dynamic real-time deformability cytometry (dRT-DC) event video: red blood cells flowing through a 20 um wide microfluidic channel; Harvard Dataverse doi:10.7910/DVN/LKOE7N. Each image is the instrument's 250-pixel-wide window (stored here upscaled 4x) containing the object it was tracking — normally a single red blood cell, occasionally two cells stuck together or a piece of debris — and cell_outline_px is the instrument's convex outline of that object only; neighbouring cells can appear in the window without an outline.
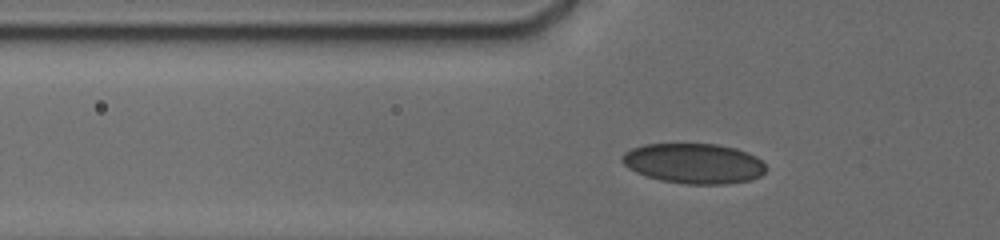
{"species": "human", "species_latin": "Homo sapiens", "temperature_condition": "cold", "stored_images_in_passage": 27, "camera_frame_rate_fps": 3000, "um_per_image_px": 0.085, "donor": {"sex": "male"}, "frame": {"image": 1, "passage_image": 10, "time_ms": 3.333, "image_size_px": [1000, 240], "cell_outline_px": [[764, 172], [760, 176], [748, 180], [728, 184], [684, 184], [660, 180], [636, 172], [628, 168], [620, 160], [620, 156], [624, 152], [632, 148], [644, 144], [716, 144], [736, 148], [748, 152], [756, 156], [764, 164]], "centroid_in_image_um": [58.95, 13.89], "position_along_channel_um": 66.9, "area_um2": 33.7}}
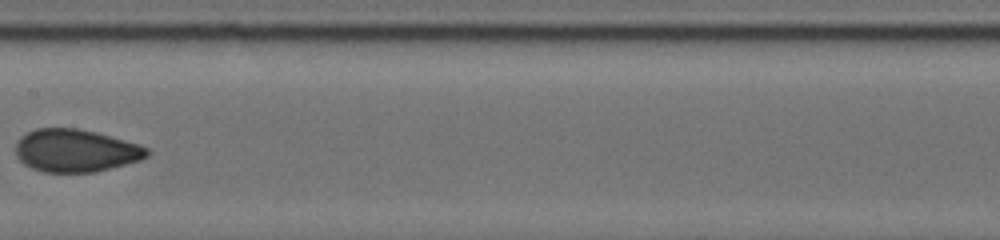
{"frame": {"image": 2, "passage_image": 20, "time_ms": 7.0, "image_size_px": [1000, 240], "cell_outline_px": [[152, 152], [148, 156], [140, 160], [92, 172], [44, 172], [32, 168], [24, 164], [16, 156], [16, 144], [28, 132], [36, 128], [76, 128], [96, 132], [140, 144], [148, 148]], "centroid_in_image_um": [6.46, 12.8], "position_along_channel_um": 200.9, "area_um2": 32.48}}
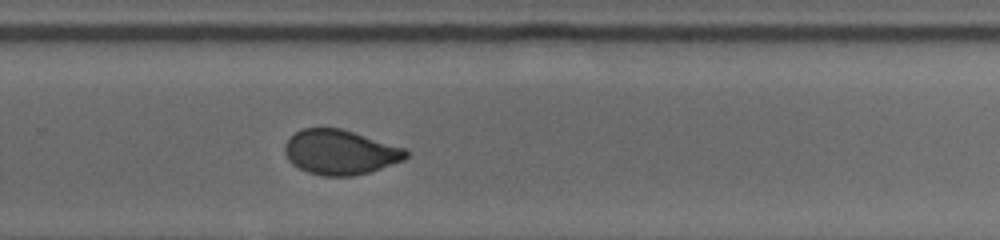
{"frame": {"image": 3, "passage_image": 27, "time_ms": 9.667, "image_size_px": [1000, 240], "cell_outline_px": [[408, 156], [404, 160], [368, 172], [352, 176], [324, 176], [308, 172], [292, 164], [288, 160], [284, 152], [284, 144], [300, 128], [340, 128], [404, 148], [408, 152]], "centroid_in_image_um": [28.88, 12.94], "position_along_channel_um": 300.9, "area_um2": 31.33}}